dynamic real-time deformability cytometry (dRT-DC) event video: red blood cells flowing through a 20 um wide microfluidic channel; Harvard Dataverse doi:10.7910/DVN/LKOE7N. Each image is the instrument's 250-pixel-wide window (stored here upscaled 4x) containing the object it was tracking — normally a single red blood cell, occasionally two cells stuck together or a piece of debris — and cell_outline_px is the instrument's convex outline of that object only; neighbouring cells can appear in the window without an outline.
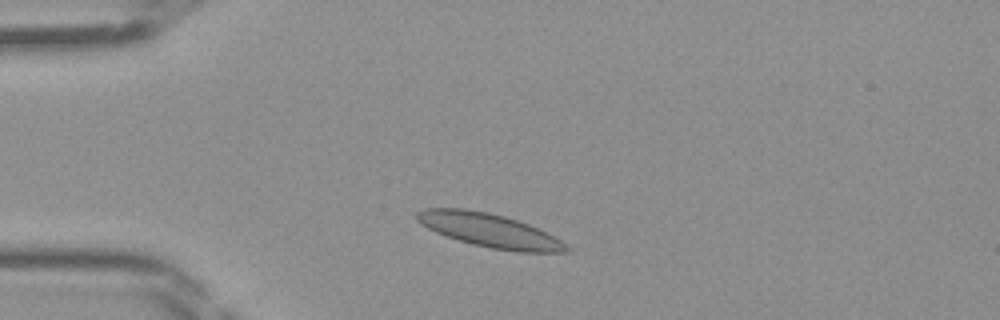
{"species": "Egyptian fruit bat (a non-hibernating species)", "species_latin": "Rousettus aegyptiacus", "temperature_condition": "room temperature", "stored_images_in_passage": 35, "camera_frame_rate_fps": 3000, "um_per_image_px": 0.085, "frame": {"image": 1, "passage_image": 4, "time_ms": 1.0, "image_size_px": [1000, 320], "cell_outline_px": [[572, 252], [516, 252], [492, 248], [472, 244], [436, 232], [420, 224], [416, 220], [416, 212], [424, 208], [464, 208], [488, 212], [504, 216], [528, 224], [560, 240], [572, 248]], "centroid_in_image_um": [41.6, 19.58], "position_along_channel_um": 43.4, "area_um2": 29.19}}
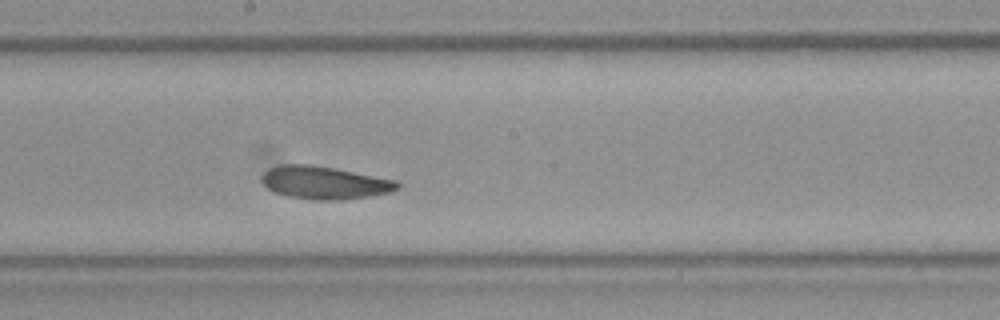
{"frame": {"image": 2, "passage_image": 18, "time_ms": 5.667, "image_size_px": [1000, 320], "cell_outline_px": [[400, 188], [388, 192], [372, 196], [340, 200], [312, 200], [288, 196], [276, 192], [268, 188], [260, 180], [260, 176], [268, 168], [280, 164], [312, 164], [336, 168], [400, 180]], "centroid_in_image_um": [27.61, 15.51], "position_along_channel_um": 220.6, "area_um2": 26.41}}
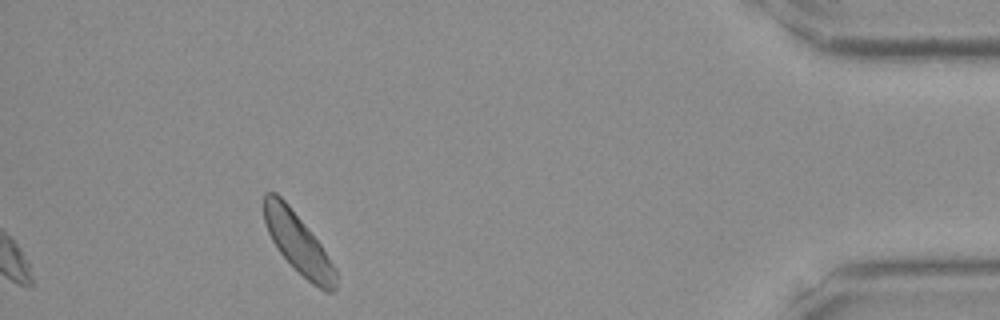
{"frame": {"image": 3, "passage_image": 35, "time_ms": 11.333, "image_size_px": [1000, 320], "cell_outline_px": [[336, 288], [332, 292], [324, 292], [312, 284], [280, 252], [272, 240], [268, 232], [264, 220], [264, 192], [276, 192], [288, 204], [320, 244], [336, 268]], "centroid_in_image_um": [25.35, 20.68], "position_along_channel_um": 409.9, "area_um2": 24.57}}